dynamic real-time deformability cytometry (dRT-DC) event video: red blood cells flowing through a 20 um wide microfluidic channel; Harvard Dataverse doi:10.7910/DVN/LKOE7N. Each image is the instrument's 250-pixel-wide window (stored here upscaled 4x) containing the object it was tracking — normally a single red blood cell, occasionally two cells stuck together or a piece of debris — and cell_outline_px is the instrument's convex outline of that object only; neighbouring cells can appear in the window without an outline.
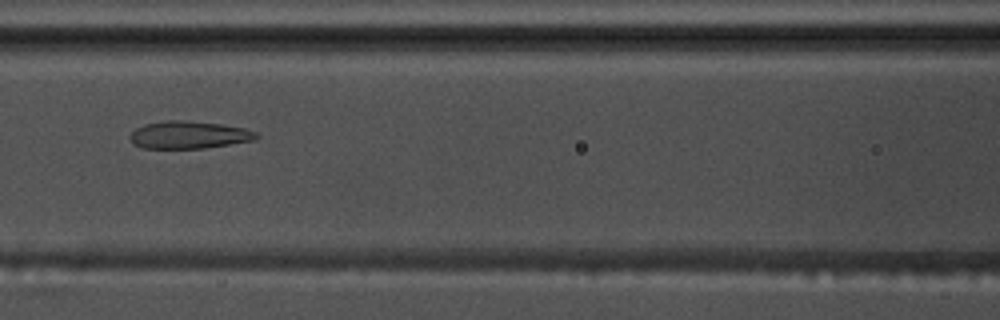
{"species": "common noctule bat (a hibernating species)", "species_latin": "Nyctalus noctula", "temperature_condition": "warm", "stored_images_in_passage": 56, "camera_frame_rate_fps": 3000, "um_per_image_px": 0.085, "animal": {"sex": "male", "body_mass_g": 17.5, "forearm_length_mm": 52.3}, "frame": {"image": 1, "passage_image": 25, "time_ms": 8.0, "image_size_px": [1000, 320], "cell_outline_px": [[260, 136], [256, 140], [204, 148], [140, 148], [132, 144], [128, 136], [136, 128], [144, 124], [164, 120], [184, 120], [220, 124], [244, 128], [256, 132]], "centroid_in_image_um": [16.02, 11.46], "position_along_channel_um": 150.6, "area_um2": 20.4}}
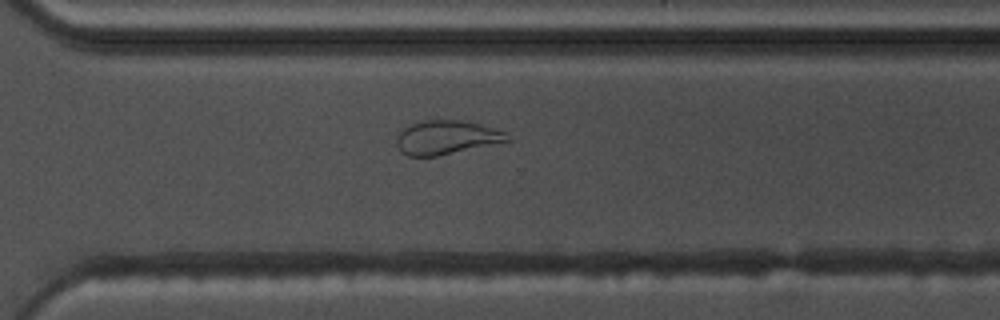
{"frame": {"image": 2, "passage_image": 40, "time_ms": 13.0, "image_size_px": [1000, 320], "cell_outline_px": [[512, 140], [436, 156], [408, 156], [396, 144], [396, 136], [404, 128], [412, 124], [424, 120], [460, 120], [480, 124], [504, 132], [512, 136]], "centroid_in_image_um": [37.96, 11.67], "position_along_channel_um": 332.6, "area_um2": 21.56}}
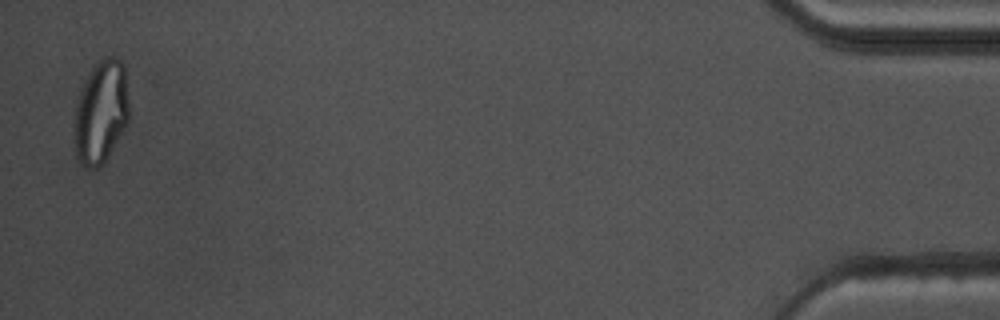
{"frame": {"image": 3, "passage_image": 55, "time_ms": 18.0, "image_size_px": [1000, 320], "cell_outline_px": [[128, 120], [124, 128], [104, 164], [96, 168], [88, 168], [80, 160], [76, 152], [72, 128], [76, 104], [80, 92], [92, 68], [104, 56], [116, 56], [124, 64], [128, 100]], "centroid_in_image_um": [8.57, 9.52], "position_along_channel_um": 426.6, "area_um2": 32.83}, "authors_computed_cell_mechanics": {"area_um2": 25.3453, "velocity_mm_per_s": 3.6562, "shape_relaxation_time_tau1_ms": null, "shape_relaxation_time_tau2_ms": 1.1977, "deformation_change_tau1": null, "deformation_change_tau2": 0.093}}